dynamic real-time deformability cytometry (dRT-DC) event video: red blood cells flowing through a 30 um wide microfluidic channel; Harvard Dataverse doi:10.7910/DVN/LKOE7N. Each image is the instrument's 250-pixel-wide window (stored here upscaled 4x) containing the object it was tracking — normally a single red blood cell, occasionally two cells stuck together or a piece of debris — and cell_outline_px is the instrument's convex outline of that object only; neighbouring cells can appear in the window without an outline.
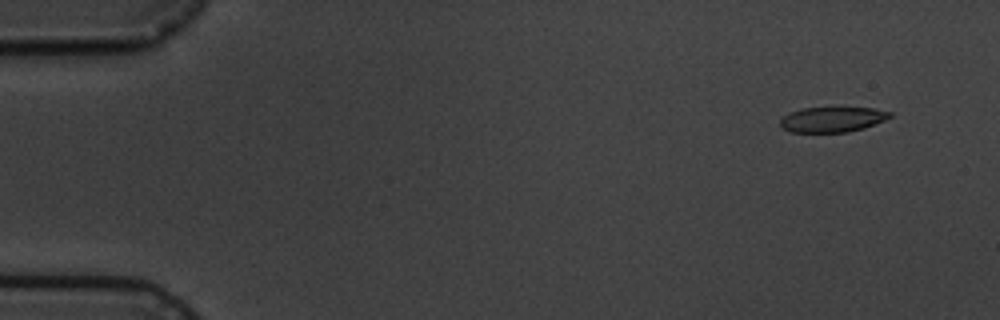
{"species": "common noctule bat (a hibernating species)", "species_latin": "Nyctalus noctula", "temperature_condition": "cold", "stored_images_in_passage": 4, "camera_frame_rate_fps": 3000, "um_per_image_px": 0.085, "animal": {"sex": "male", "body_mass_g": 19.5, "forearm_length_mm": 54.6}, "frame": {"image": 1, "passage_image": 1, "time_ms": 0.0, "image_size_px": [1000, 320], "cell_outline_px": [[892, 116], [884, 120], [864, 128], [848, 132], [792, 132], [784, 128], [780, 124], [780, 120], [788, 112], [800, 108], [832, 104], [872, 108], [892, 112]], "centroid_in_image_um": [70.75, 10.08], "position_along_channel_um": 14.2, "area_um2": 17.05}}
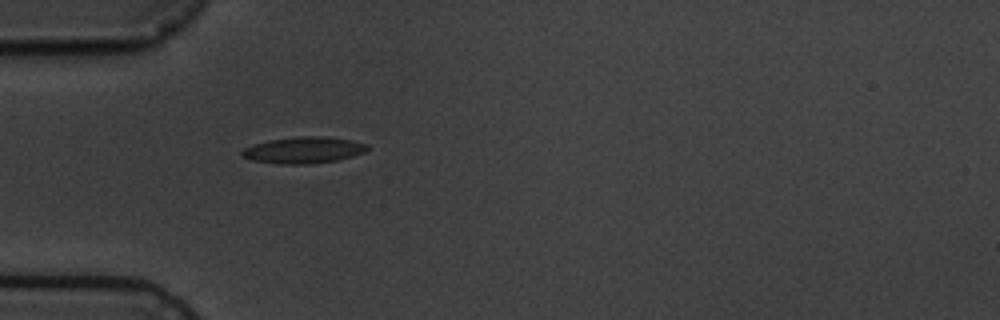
{"frame": {"image": 2, "passage_image": 4, "time_ms": 4.333, "image_size_px": [1000, 320], "cell_outline_px": [[372, 148], [364, 152], [352, 156], [336, 160], [308, 164], [280, 164], [252, 160], [240, 156], [240, 152], [244, 148], [252, 144], [268, 140], [296, 136], [328, 136], [352, 140], [368, 144]], "centroid_in_image_um": [25.8, 12.74], "position_along_channel_um": 59.2, "area_um2": 19.59}}